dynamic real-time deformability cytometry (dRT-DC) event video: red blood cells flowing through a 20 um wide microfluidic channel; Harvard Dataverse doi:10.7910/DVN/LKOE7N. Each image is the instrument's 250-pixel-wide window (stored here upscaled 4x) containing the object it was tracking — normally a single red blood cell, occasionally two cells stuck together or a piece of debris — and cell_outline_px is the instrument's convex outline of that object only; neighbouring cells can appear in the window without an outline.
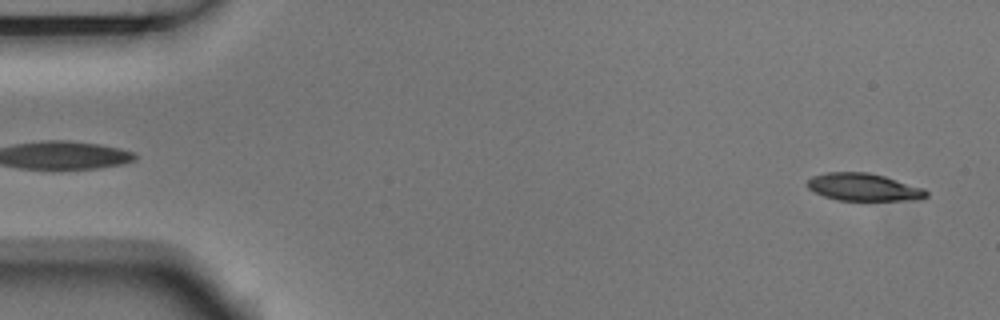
{"species": "Egyptian fruit bat (a non-hibernating species)", "species_latin": "Rousettus aegyptiacus", "temperature_condition": "room temperature", "stored_images_in_passage": 4, "segment_of_instrument_passage": [2, 2], "camera_frame_rate_fps": 3000, "um_per_image_px": 0.085, "animal": {"sex": "male"}, "frame": {"image": 1, "passage_image": 4, "time_ms": 1.0, "image_size_px": [1000, 320], "cell_outline_px": [[928, 196], [920, 200], [836, 200], [824, 196], [808, 188], [808, 180], [812, 176], [828, 172], [868, 172], [884, 176], [924, 188], [928, 192]], "centroid_in_image_um": [73.44, 15.91], "position_along_channel_um": 11.6, "area_um2": 19.02}}